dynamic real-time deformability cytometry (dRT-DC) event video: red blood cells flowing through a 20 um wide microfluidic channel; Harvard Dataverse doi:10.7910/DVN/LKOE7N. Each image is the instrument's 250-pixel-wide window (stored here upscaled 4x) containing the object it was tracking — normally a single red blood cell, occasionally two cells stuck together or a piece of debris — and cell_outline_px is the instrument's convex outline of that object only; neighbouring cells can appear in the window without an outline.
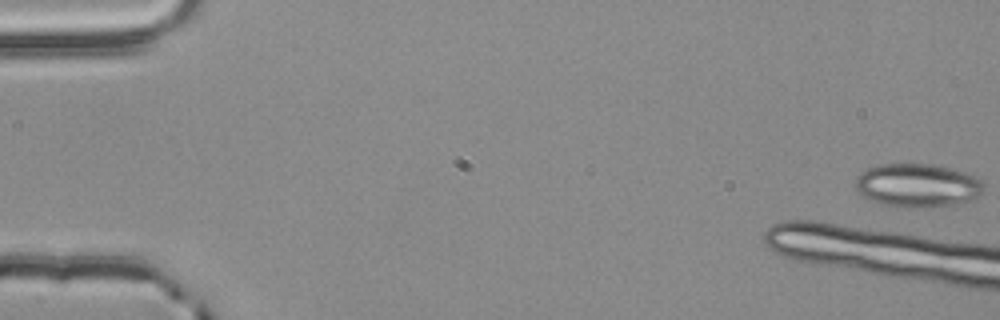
{"species": "common noctule bat (a hibernating species)", "species_latin": "Nyctalus noctula", "temperature_condition": "room temperature", "stored_images_in_passage": 5, "camera_frame_rate_fps": 3000, "um_per_image_px": 0.085, "animal": {"sex": "male", "body_mass_g": 20.4}, "frame": {"image": 1, "passage_image": 1, "time_ms": 0.0, "image_size_px": [1000, 320], "cell_outline_px": [[984, 192], [980, 196], [956, 204], [932, 208], [880, 204], [860, 196], [856, 188], [856, 180], [860, 172], [868, 168], [880, 164], [932, 164], [964, 172], [980, 180], [984, 184]], "centroid_in_image_um": [77.98, 15.76], "position_along_channel_um": 7.0, "area_um2": 32.48}}